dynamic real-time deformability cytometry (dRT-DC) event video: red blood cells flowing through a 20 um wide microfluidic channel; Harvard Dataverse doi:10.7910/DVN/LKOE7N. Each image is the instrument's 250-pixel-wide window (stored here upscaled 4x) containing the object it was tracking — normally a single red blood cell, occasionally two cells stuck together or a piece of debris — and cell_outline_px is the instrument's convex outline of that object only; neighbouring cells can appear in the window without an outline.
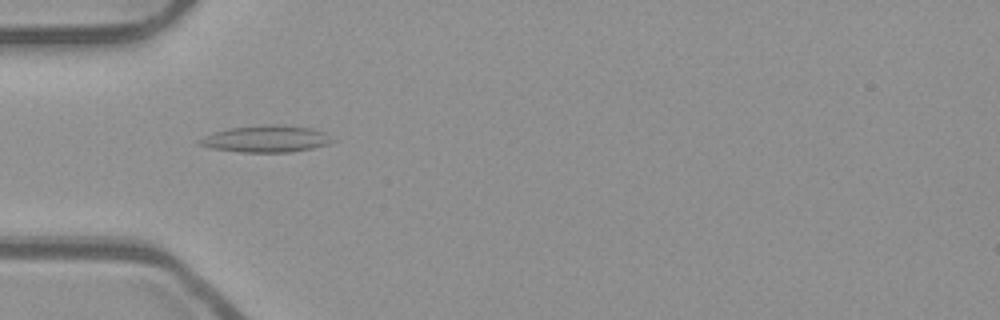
{"species": "common noctule bat (a hibernating species)", "species_latin": "Nyctalus noctula", "temperature_condition": "room temperature", "stored_images_in_passage": 41, "camera_frame_rate_fps": 3000, "um_per_image_px": 0.085, "animal": {"sex": "male", "body_mass_g": 23.1, "forearm_length_mm": 52.7}, "frame": {"image": 1, "passage_image": 5, "time_ms": 1.333, "image_size_px": [1000, 320], "cell_outline_px": [[336, 140], [328, 144], [312, 148], [292, 152], [240, 152], [212, 148], [200, 144], [200, 140], [216, 132], [232, 128], [264, 124], [276, 124], [312, 128], [324, 132]], "centroid_in_image_um": [22.72, 11.8], "position_along_channel_um": 62.3, "area_um2": 20.4}}
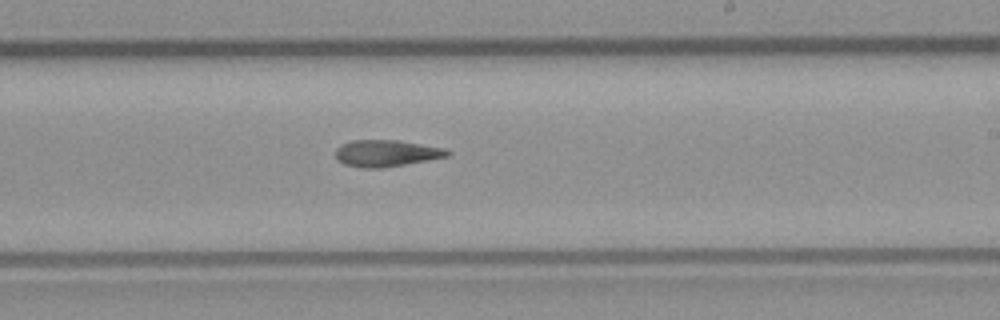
{"frame": {"image": 2, "passage_image": 20, "time_ms": 6.333, "image_size_px": [1000, 320], "cell_outline_px": [[452, 152], [448, 156], [428, 160], [384, 168], [364, 168], [344, 164], [336, 160], [336, 148], [340, 144], [352, 140], [396, 140], [444, 148]], "centroid_in_image_um": [32.8, 13.03], "position_along_channel_um": 256.2, "area_um2": 17.4}}
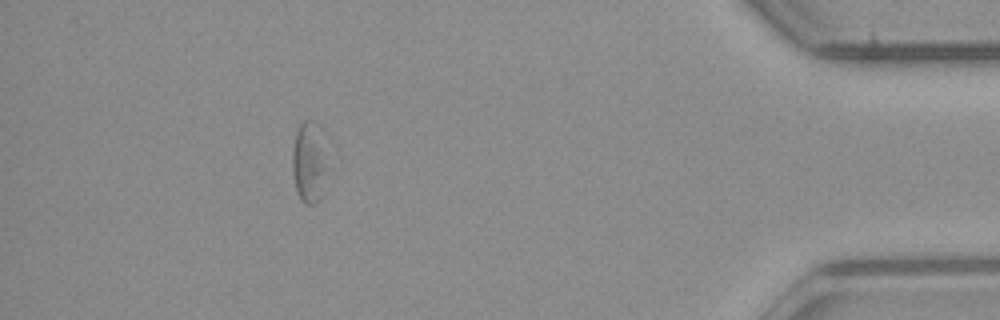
{"frame": {"image": 3, "passage_image": 36, "time_ms": 11.667, "image_size_px": [1000, 320], "cell_outline_px": [[324, 172], [320, 200], [316, 204], [304, 204], [300, 200], [296, 188], [292, 172], [292, 152], [296, 132], [300, 124], [304, 120], [312, 120], [316, 124], [324, 168]], "centroid_in_image_um": [26.16, 13.88], "position_along_channel_um": 409.0, "area_um2": 15.32}}